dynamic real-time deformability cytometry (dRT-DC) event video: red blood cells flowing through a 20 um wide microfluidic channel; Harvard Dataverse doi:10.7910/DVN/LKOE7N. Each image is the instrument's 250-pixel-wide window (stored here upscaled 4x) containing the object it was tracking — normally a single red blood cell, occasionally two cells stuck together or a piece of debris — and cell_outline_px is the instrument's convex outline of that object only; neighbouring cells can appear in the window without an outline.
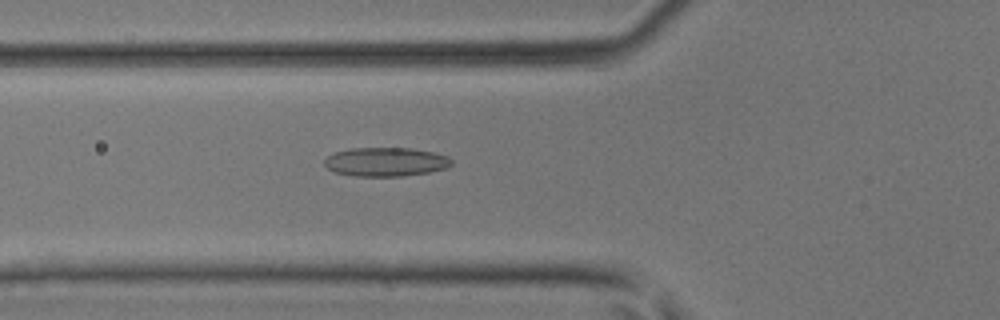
{"species": "common noctule bat (a hibernating species)", "species_latin": "Nyctalus noctula", "temperature_condition": "room temperature", "stored_images_in_passage": 47, "camera_frame_rate_fps": 3000, "um_per_image_px": 0.085, "animal": {"sex": "male", "body_mass_g": 17.9, "forearm_length_mm": 54.2}, "frame": {"image": 1, "passage_image": 17, "time_ms": 5.333, "image_size_px": [1000, 320], "cell_outline_px": [[452, 164], [448, 168], [428, 172], [404, 176], [356, 176], [336, 172], [328, 168], [324, 164], [324, 160], [328, 156], [336, 152], [352, 148], [412, 148], [432, 152], [448, 156], [452, 160]], "centroid_in_image_um": [32.82, 13.76], "position_along_channel_um": 93.0, "area_um2": 21.33}}
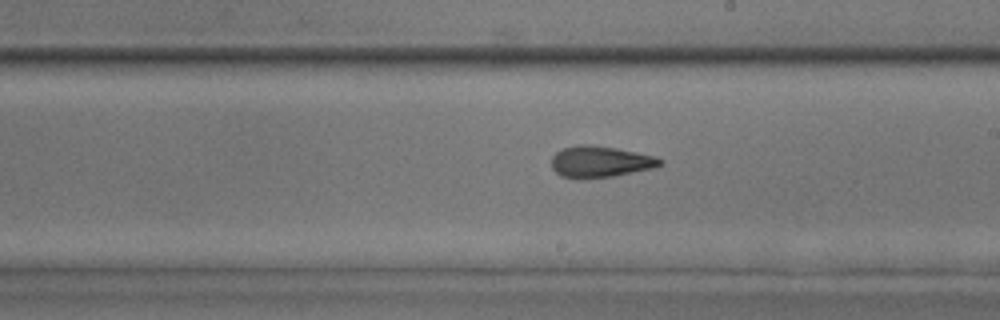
{"frame": {"image": 2, "passage_image": 27, "time_ms": 8.667, "image_size_px": [1000, 320], "cell_outline_px": [[664, 164], [656, 168], [612, 176], [580, 180], [560, 176], [552, 168], [552, 156], [556, 152], [564, 148], [580, 144], [588, 144], [616, 148], [656, 156], [664, 160]], "centroid_in_image_um": [51.04, 13.76], "position_along_channel_um": 238.0, "area_um2": 20.17}}
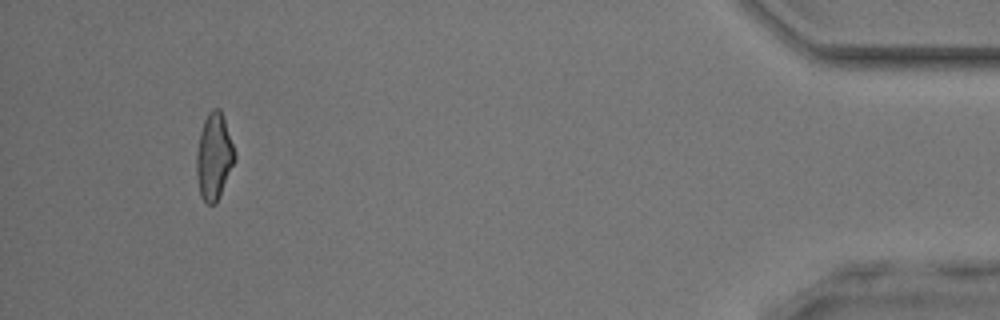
{"frame": {"image": 3, "passage_image": 44, "time_ms": 14.333, "image_size_px": [1000, 320], "cell_outline_px": [[236, 160], [220, 196], [216, 204], [208, 204], [200, 196], [196, 172], [196, 152], [200, 132], [204, 120], [208, 112], [212, 108], [220, 108], [236, 156]], "centroid_in_image_um": [18.18, 13.33], "position_along_channel_um": 417.0, "area_um2": 19.25}}